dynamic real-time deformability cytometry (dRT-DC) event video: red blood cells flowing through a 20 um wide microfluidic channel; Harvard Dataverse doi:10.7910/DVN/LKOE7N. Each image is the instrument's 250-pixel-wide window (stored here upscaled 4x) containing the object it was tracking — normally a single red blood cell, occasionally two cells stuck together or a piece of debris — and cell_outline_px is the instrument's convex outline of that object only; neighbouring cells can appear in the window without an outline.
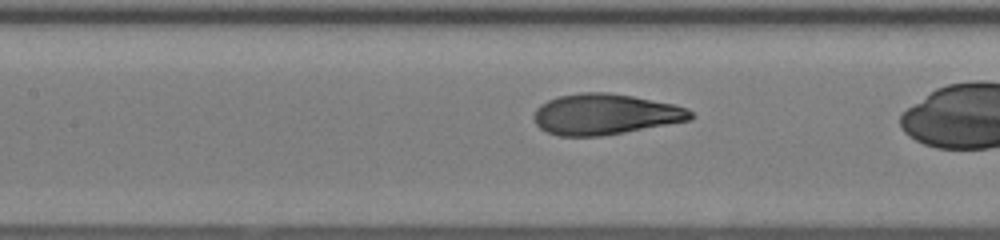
{"species": "human", "species_latin": "Homo sapiens", "temperature_condition": "room temperature", "stored_images_in_passage": 32, "camera_frame_rate_fps": 3000, "um_per_image_px": 0.085, "donor": {"sex": "female"}, "frame": {"image": 1, "passage_image": 15, "time_ms": 4.667, "image_size_px": [1000, 240], "cell_outline_px": [[696, 116], [692, 120], [600, 136], [560, 136], [548, 132], [540, 128], [536, 124], [532, 116], [536, 108], [540, 104], [548, 100], [560, 96], [580, 92], [608, 92], [632, 96], [672, 104], [688, 108]], "centroid_in_image_um": [51.43, 9.71], "position_along_channel_um": 156.0, "area_um2": 37.22}}
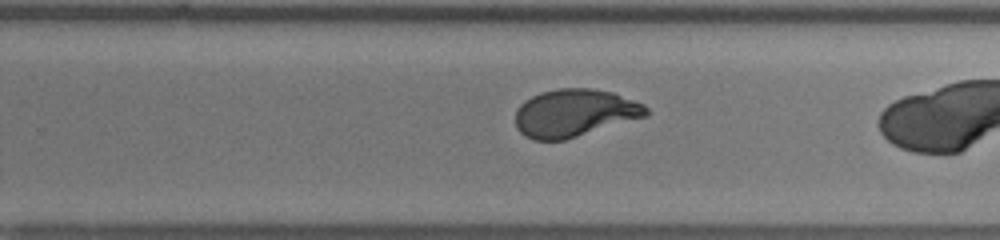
{"frame": {"image": 2, "passage_image": 24, "time_ms": 7.667, "image_size_px": [1000, 240], "cell_outline_px": [[648, 116], [564, 140], [532, 140], [524, 136], [516, 128], [516, 108], [524, 100], [540, 92], [560, 88], [592, 88], [612, 92], [644, 104], [648, 108]], "centroid_in_image_um": [48.82, 9.6], "position_along_channel_um": 281.0, "area_um2": 36.47}}
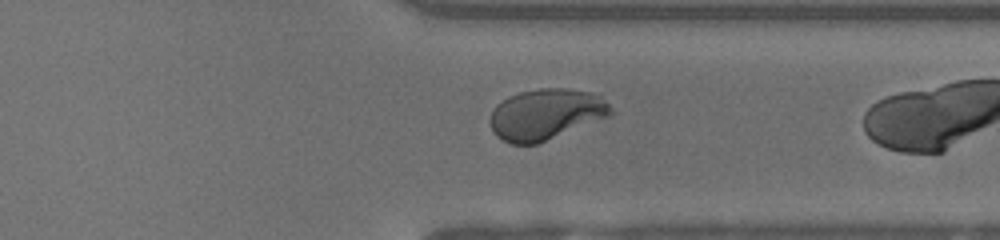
{"frame": {"image": 3, "passage_image": 30, "time_ms": 9.667, "image_size_px": [1000, 240], "cell_outline_px": [[616, 112], [608, 116], [536, 144], [512, 144], [496, 136], [492, 132], [492, 112], [496, 104], [508, 96], [520, 92], [540, 88], [564, 88], [600, 92]], "centroid_in_image_um": [46.46, 9.68], "position_along_channel_um": 364.9, "area_um2": 35.84}}